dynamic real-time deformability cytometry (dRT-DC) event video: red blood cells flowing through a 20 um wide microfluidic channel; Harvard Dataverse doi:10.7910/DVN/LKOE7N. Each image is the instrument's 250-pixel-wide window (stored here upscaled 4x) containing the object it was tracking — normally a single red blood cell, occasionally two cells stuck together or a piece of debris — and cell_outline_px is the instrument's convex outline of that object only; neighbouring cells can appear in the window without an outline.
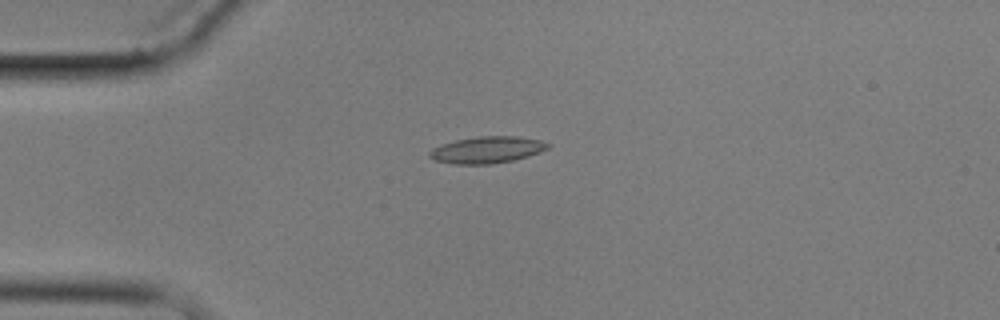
{"species": "common noctule bat (a hibernating species)", "species_latin": "Nyctalus noctula", "temperature_condition": "cold", "stored_images_in_passage": 3, "camera_frame_rate_fps": 3000, "um_per_image_px": 0.085, "animal": {"sex": "male", "body_mass_g": 17.9}, "frame": {"image": 1, "passage_image": 2, "time_ms": 1.333, "image_size_px": [1000, 320], "cell_outline_px": [[552, 144], [548, 148], [540, 152], [528, 156], [512, 160], [492, 164], [452, 164], [432, 160], [428, 156], [428, 152], [432, 148], [456, 140], [480, 136], [516, 136], [540, 140]], "centroid_in_image_um": [41.38, 12.74], "position_along_channel_um": 43.6, "area_um2": 18.44}}